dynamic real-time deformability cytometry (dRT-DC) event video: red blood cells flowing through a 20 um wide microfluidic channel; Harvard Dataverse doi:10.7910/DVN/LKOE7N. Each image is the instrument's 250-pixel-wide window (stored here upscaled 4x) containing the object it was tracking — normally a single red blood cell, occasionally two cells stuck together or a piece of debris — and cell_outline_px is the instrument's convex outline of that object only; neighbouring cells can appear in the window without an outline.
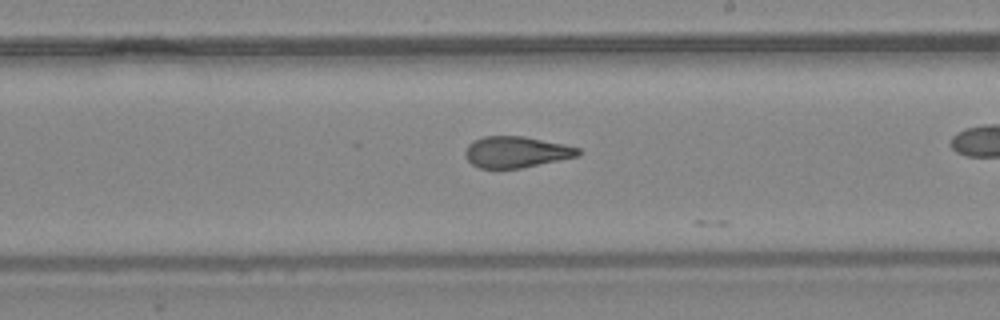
{"species": "common noctule bat (a hibernating species)", "species_latin": "Nyctalus noctula", "temperature_condition": "warm", "stored_images_in_passage": 25, "camera_frame_rate_fps": 3000, "um_per_image_px": 0.085, "animal": {"sex": "female", "body_mass_g": 24.6, "forearm_length_mm": 56.2}, "frame": {"image": 1, "passage_image": 24, "time_ms": 7.667, "image_size_px": [1000, 320], "cell_outline_px": [[580, 156], [520, 168], [480, 168], [472, 164], [464, 156], [464, 152], [468, 144], [472, 140], [484, 136], [524, 136], [564, 144], [580, 148]], "centroid_in_image_um": [43.86, 12.91], "position_along_channel_um": 245.1, "area_um2": 20.63}}